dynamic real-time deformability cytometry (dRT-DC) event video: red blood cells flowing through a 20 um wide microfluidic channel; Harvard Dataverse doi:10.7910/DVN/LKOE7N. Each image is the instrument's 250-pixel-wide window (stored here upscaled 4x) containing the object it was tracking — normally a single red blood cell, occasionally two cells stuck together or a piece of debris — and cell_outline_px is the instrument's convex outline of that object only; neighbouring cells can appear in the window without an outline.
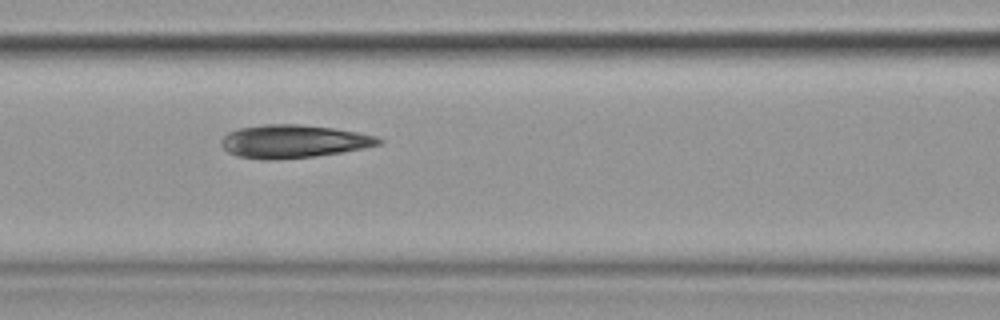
{"species": "common noctule bat (a hibernating species)", "species_latin": "Nyctalus noctula", "temperature_condition": "cold", "stored_images_in_passage": 9, "segment_of_instrument_passage": [1, 2], "camera_frame_rate_fps": 3000, "um_per_image_px": 0.085, "animal": {"sex": "female", "body_mass_g": 19.9}, "frame": {"image": 1, "passage_image": 6, "time_ms": 5.667, "image_size_px": [1000, 320], "cell_outline_px": [[384, 140], [380, 144], [364, 148], [340, 152], [312, 156], [272, 160], [264, 160], [236, 156], [228, 152], [220, 144], [220, 140], [228, 132], [240, 128], [264, 124], [300, 124], [332, 128], [356, 132], [376, 136]], "centroid_in_image_um": [24.9, 12.01], "position_along_channel_um": 141.7, "area_um2": 30.23}}
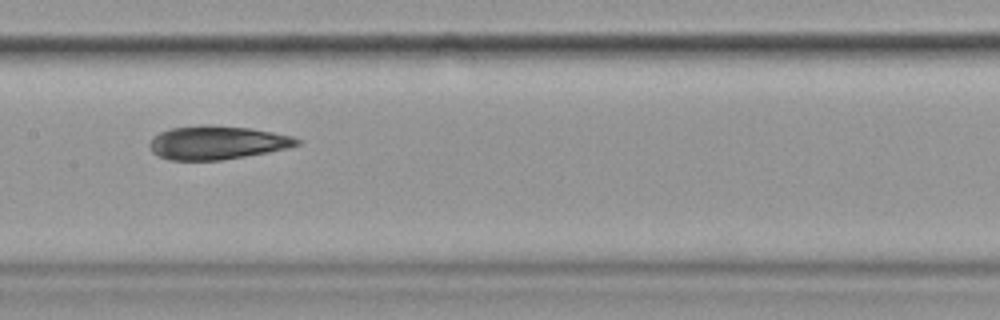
{"frame": {"image": 2, "passage_image": 7, "time_ms": 7.0, "image_size_px": [1000, 320], "cell_outline_px": [[300, 144], [288, 148], [268, 152], [220, 160], [168, 160], [152, 152], [148, 144], [152, 136], [168, 128], [200, 124], [208, 124], [252, 128], [292, 136], [300, 140]], "centroid_in_image_um": [18.41, 12.1], "position_along_channel_um": 189.0, "area_um2": 29.07}}
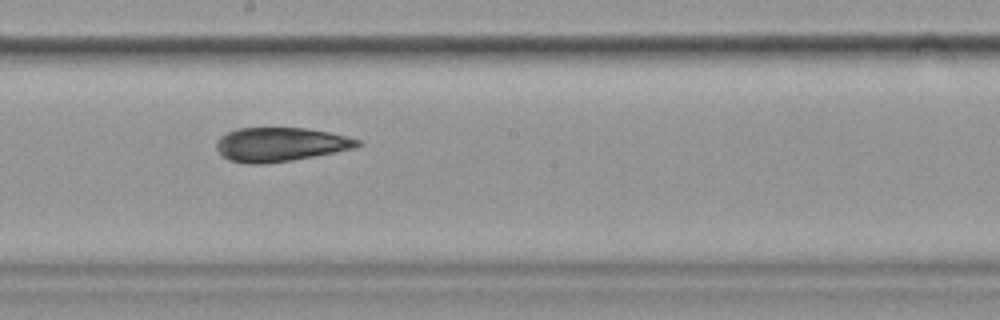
{"frame": {"image": 3, "passage_image": 8, "time_ms": 8.0, "image_size_px": [1000, 320], "cell_outline_px": [[360, 144], [356, 148], [316, 156], [292, 160], [260, 164], [244, 164], [228, 160], [220, 156], [216, 148], [216, 140], [220, 136], [236, 128], [304, 128], [328, 132], [348, 136], [360, 140]], "centroid_in_image_um": [23.79, 12.29], "position_along_channel_um": 224.4, "area_um2": 28.21}}